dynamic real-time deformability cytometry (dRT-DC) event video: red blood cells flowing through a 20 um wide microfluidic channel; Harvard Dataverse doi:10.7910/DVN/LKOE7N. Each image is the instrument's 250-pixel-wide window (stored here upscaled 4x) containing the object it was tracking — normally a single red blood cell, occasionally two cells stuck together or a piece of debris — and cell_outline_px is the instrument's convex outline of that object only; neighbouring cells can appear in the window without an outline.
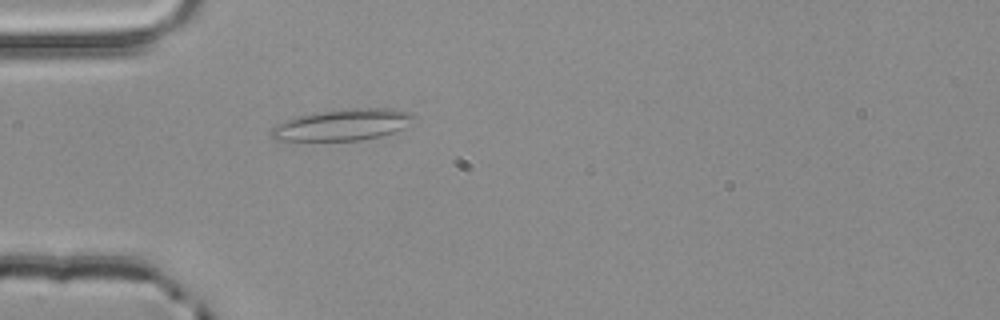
{"species": "common noctule bat (a hibernating species)", "species_latin": "Nyctalus noctula", "temperature_condition": "room temperature", "stored_images_in_passage": 1, "camera_frame_rate_fps": 3000, "um_per_image_px": 0.085, "animal": {"sex": "male", "body_mass_g": 20.4}, "frame": {"image": 1, "passage_image": 1, "time_ms": 0.0, "image_size_px": [1000, 320], "cell_outline_px": [[416, 116], [404, 128], [380, 136], [360, 140], [276, 140], [268, 132], [272, 128], [284, 120], [300, 116], [320, 112], [352, 108], [392, 108], [412, 112]], "centroid_in_image_um": [29.15, 10.6], "position_along_channel_um": 55.8, "area_um2": 25.78}}